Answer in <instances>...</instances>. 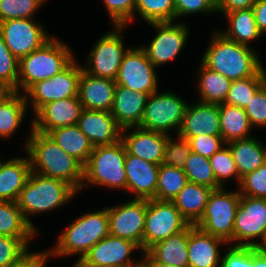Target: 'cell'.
Instances as JSON below:
<instances>
[{
  "label": "cell",
  "mask_w": 266,
  "mask_h": 267,
  "mask_svg": "<svg viewBox=\"0 0 266 267\" xmlns=\"http://www.w3.org/2000/svg\"><path fill=\"white\" fill-rule=\"evenodd\" d=\"M24 149L31 162L32 172L59 179L81 193L83 165L64 152L47 134L34 131L32 122Z\"/></svg>",
  "instance_id": "cell-1"
},
{
  "label": "cell",
  "mask_w": 266,
  "mask_h": 267,
  "mask_svg": "<svg viewBox=\"0 0 266 267\" xmlns=\"http://www.w3.org/2000/svg\"><path fill=\"white\" fill-rule=\"evenodd\" d=\"M212 34L201 60L210 70L236 81L256 76L264 68L252 47L227 39L218 29Z\"/></svg>",
  "instance_id": "cell-2"
},
{
  "label": "cell",
  "mask_w": 266,
  "mask_h": 267,
  "mask_svg": "<svg viewBox=\"0 0 266 267\" xmlns=\"http://www.w3.org/2000/svg\"><path fill=\"white\" fill-rule=\"evenodd\" d=\"M78 192L68 183L31 172L17 200L26 222L39 234L30 216L63 207Z\"/></svg>",
  "instance_id": "cell-3"
},
{
  "label": "cell",
  "mask_w": 266,
  "mask_h": 267,
  "mask_svg": "<svg viewBox=\"0 0 266 267\" xmlns=\"http://www.w3.org/2000/svg\"><path fill=\"white\" fill-rule=\"evenodd\" d=\"M65 229L59 234L56 245L46 250L47 258L79 254L77 260L82 259L92 246L110 234L107 207L73 219Z\"/></svg>",
  "instance_id": "cell-4"
},
{
  "label": "cell",
  "mask_w": 266,
  "mask_h": 267,
  "mask_svg": "<svg viewBox=\"0 0 266 267\" xmlns=\"http://www.w3.org/2000/svg\"><path fill=\"white\" fill-rule=\"evenodd\" d=\"M75 59L73 51L55 36L19 60L18 92L35 82L54 77Z\"/></svg>",
  "instance_id": "cell-5"
},
{
  "label": "cell",
  "mask_w": 266,
  "mask_h": 267,
  "mask_svg": "<svg viewBox=\"0 0 266 267\" xmlns=\"http://www.w3.org/2000/svg\"><path fill=\"white\" fill-rule=\"evenodd\" d=\"M126 151L122 140L112 145L94 147L83 166L81 190L90 184L126 191V173L124 169Z\"/></svg>",
  "instance_id": "cell-6"
},
{
  "label": "cell",
  "mask_w": 266,
  "mask_h": 267,
  "mask_svg": "<svg viewBox=\"0 0 266 267\" xmlns=\"http://www.w3.org/2000/svg\"><path fill=\"white\" fill-rule=\"evenodd\" d=\"M240 196L239 190L227 192L224 187L213 190L202 217L194 226L233 246L234 219Z\"/></svg>",
  "instance_id": "cell-7"
},
{
  "label": "cell",
  "mask_w": 266,
  "mask_h": 267,
  "mask_svg": "<svg viewBox=\"0 0 266 267\" xmlns=\"http://www.w3.org/2000/svg\"><path fill=\"white\" fill-rule=\"evenodd\" d=\"M187 102L171 91L155 92L149 95L139 127L170 135H176L184 118Z\"/></svg>",
  "instance_id": "cell-8"
},
{
  "label": "cell",
  "mask_w": 266,
  "mask_h": 267,
  "mask_svg": "<svg viewBox=\"0 0 266 267\" xmlns=\"http://www.w3.org/2000/svg\"><path fill=\"white\" fill-rule=\"evenodd\" d=\"M125 26H115L113 31H108L91 48L83 71L88 74L115 80L125 54L126 48L122 34Z\"/></svg>",
  "instance_id": "cell-9"
},
{
  "label": "cell",
  "mask_w": 266,
  "mask_h": 267,
  "mask_svg": "<svg viewBox=\"0 0 266 267\" xmlns=\"http://www.w3.org/2000/svg\"><path fill=\"white\" fill-rule=\"evenodd\" d=\"M82 65L74 59L63 71L54 77L35 82L23 94L26 103L36 113L45 104L65 98L78 97Z\"/></svg>",
  "instance_id": "cell-10"
},
{
  "label": "cell",
  "mask_w": 266,
  "mask_h": 267,
  "mask_svg": "<svg viewBox=\"0 0 266 267\" xmlns=\"http://www.w3.org/2000/svg\"><path fill=\"white\" fill-rule=\"evenodd\" d=\"M188 225L172 201L147 200L143 253L154 244L183 231Z\"/></svg>",
  "instance_id": "cell-11"
},
{
  "label": "cell",
  "mask_w": 266,
  "mask_h": 267,
  "mask_svg": "<svg viewBox=\"0 0 266 267\" xmlns=\"http://www.w3.org/2000/svg\"><path fill=\"white\" fill-rule=\"evenodd\" d=\"M265 235L266 198L241 195L234 219L233 246L258 247Z\"/></svg>",
  "instance_id": "cell-12"
},
{
  "label": "cell",
  "mask_w": 266,
  "mask_h": 267,
  "mask_svg": "<svg viewBox=\"0 0 266 267\" xmlns=\"http://www.w3.org/2000/svg\"><path fill=\"white\" fill-rule=\"evenodd\" d=\"M156 72V67L141 46L131 47L123 58L115 82L119 86L150 95L159 89Z\"/></svg>",
  "instance_id": "cell-13"
},
{
  "label": "cell",
  "mask_w": 266,
  "mask_h": 267,
  "mask_svg": "<svg viewBox=\"0 0 266 267\" xmlns=\"http://www.w3.org/2000/svg\"><path fill=\"white\" fill-rule=\"evenodd\" d=\"M34 19L35 17L0 22V34L8 49L18 60L42 47L53 37Z\"/></svg>",
  "instance_id": "cell-14"
},
{
  "label": "cell",
  "mask_w": 266,
  "mask_h": 267,
  "mask_svg": "<svg viewBox=\"0 0 266 267\" xmlns=\"http://www.w3.org/2000/svg\"><path fill=\"white\" fill-rule=\"evenodd\" d=\"M156 29V35L147 46H141L147 58L158 68L173 61L184 49L189 36V28L184 22L149 23Z\"/></svg>",
  "instance_id": "cell-15"
},
{
  "label": "cell",
  "mask_w": 266,
  "mask_h": 267,
  "mask_svg": "<svg viewBox=\"0 0 266 267\" xmlns=\"http://www.w3.org/2000/svg\"><path fill=\"white\" fill-rule=\"evenodd\" d=\"M146 211L147 200L139 199L108 207L110 235L137 243L143 252Z\"/></svg>",
  "instance_id": "cell-16"
},
{
  "label": "cell",
  "mask_w": 266,
  "mask_h": 267,
  "mask_svg": "<svg viewBox=\"0 0 266 267\" xmlns=\"http://www.w3.org/2000/svg\"><path fill=\"white\" fill-rule=\"evenodd\" d=\"M136 250L142 255V248L137 243L109 234L92 246L81 260L87 265L139 267L142 258L134 261L131 257Z\"/></svg>",
  "instance_id": "cell-17"
},
{
  "label": "cell",
  "mask_w": 266,
  "mask_h": 267,
  "mask_svg": "<svg viewBox=\"0 0 266 267\" xmlns=\"http://www.w3.org/2000/svg\"><path fill=\"white\" fill-rule=\"evenodd\" d=\"M82 104L78 97L55 100L42 106L34 115L32 129L48 134L58 127H66L78 123Z\"/></svg>",
  "instance_id": "cell-18"
},
{
  "label": "cell",
  "mask_w": 266,
  "mask_h": 267,
  "mask_svg": "<svg viewBox=\"0 0 266 267\" xmlns=\"http://www.w3.org/2000/svg\"><path fill=\"white\" fill-rule=\"evenodd\" d=\"M159 167V164L145 161L126 151L124 164L126 191L134 194L133 199H155Z\"/></svg>",
  "instance_id": "cell-19"
},
{
  "label": "cell",
  "mask_w": 266,
  "mask_h": 267,
  "mask_svg": "<svg viewBox=\"0 0 266 267\" xmlns=\"http://www.w3.org/2000/svg\"><path fill=\"white\" fill-rule=\"evenodd\" d=\"M169 136L137 126L122 129L121 140L130 155L160 165L163 161L165 145Z\"/></svg>",
  "instance_id": "cell-20"
},
{
  "label": "cell",
  "mask_w": 266,
  "mask_h": 267,
  "mask_svg": "<svg viewBox=\"0 0 266 267\" xmlns=\"http://www.w3.org/2000/svg\"><path fill=\"white\" fill-rule=\"evenodd\" d=\"M219 104L197 103L187 104L181 127L177 133L180 137L201 135L221 136Z\"/></svg>",
  "instance_id": "cell-21"
},
{
  "label": "cell",
  "mask_w": 266,
  "mask_h": 267,
  "mask_svg": "<svg viewBox=\"0 0 266 267\" xmlns=\"http://www.w3.org/2000/svg\"><path fill=\"white\" fill-rule=\"evenodd\" d=\"M77 126L94 147L112 145L122 138V128L109 111L83 109Z\"/></svg>",
  "instance_id": "cell-22"
},
{
  "label": "cell",
  "mask_w": 266,
  "mask_h": 267,
  "mask_svg": "<svg viewBox=\"0 0 266 267\" xmlns=\"http://www.w3.org/2000/svg\"><path fill=\"white\" fill-rule=\"evenodd\" d=\"M116 85L115 80L97 77L82 70L78 98L83 109L111 112Z\"/></svg>",
  "instance_id": "cell-23"
},
{
  "label": "cell",
  "mask_w": 266,
  "mask_h": 267,
  "mask_svg": "<svg viewBox=\"0 0 266 267\" xmlns=\"http://www.w3.org/2000/svg\"><path fill=\"white\" fill-rule=\"evenodd\" d=\"M220 245L228 244L189 224L188 267H220Z\"/></svg>",
  "instance_id": "cell-24"
},
{
  "label": "cell",
  "mask_w": 266,
  "mask_h": 267,
  "mask_svg": "<svg viewBox=\"0 0 266 267\" xmlns=\"http://www.w3.org/2000/svg\"><path fill=\"white\" fill-rule=\"evenodd\" d=\"M148 97L147 93L116 85L111 114L122 129L139 126Z\"/></svg>",
  "instance_id": "cell-25"
},
{
  "label": "cell",
  "mask_w": 266,
  "mask_h": 267,
  "mask_svg": "<svg viewBox=\"0 0 266 267\" xmlns=\"http://www.w3.org/2000/svg\"><path fill=\"white\" fill-rule=\"evenodd\" d=\"M32 172L29 156L0 162V201L17 202Z\"/></svg>",
  "instance_id": "cell-26"
},
{
  "label": "cell",
  "mask_w": 266,
  "mask_h": 267,
  "mask_svg": "<svg viewBox=\"0 0 266 267\" xmlns=\"http://www.w3.org/2000/svg\"><path fill=\"white\" fill-rule=\"evenodd\" d=\"M189 225L151 246L146 252L156 261L174 267H188Z\"/></svg>",
  "instance_id": "cell-27"
},
{
  "label": "cell",
  "mask_w": 266,
  "mask_h": 267,
  "mask_svg": "<svg viewBox=\"0 0 266 267\" xmlns=\"http://www.w3.org/2000/svg\"><path fill=\"white\" fill-rule=\"evenodd\" d=\"M240 178L266 163V146L255 137L227 143Z\"/></svg>",
  "instance_id": "cell-28"
},
{
  "label": "cell",
  "mask_w": 266,
  "mask_h": 267,
  "mask_svg": "<svg viewBox=\"0 0 266 267\" xmlns=\"http://www.w3.org/2000/svg\"><path fill=\"white\" fill-rule=\"evenodd\" d=\"M212 191L213 189L207 186L187 182L172 202L182 217L189 224L195 225L202 217Z\"/></svg>",
  "instance_id": "cell-29"
},
{
  "label": "cell",
  "mask_w": 266,
  "mask_h": 267,
  "mask_svg": "<svg viewBox=\"0 0 266 267\" xmlns=\"http://www.w3.org/2000/svg\"><path fill=\"white\" fill-rule=\"evenodd\" d=\"M60 148L78 160L83 166L86 164L94 146L77 124L58 127L47 134Z\"/></svg>",
  "instance_id": "cell-30"
},
{
  "label": "cell",
  "mask_w": 266,
  "mask_h": 267,
  "mask_svg": "<svg viewBox=\"0 0 266 267\" xmlns=\"http://www.w3.org/2000/svg\"><path fill=\"white\" fill-rule=\"evenodd\" d=\"M224 16L228 21V28L219 30L227 39L235 41L241 45L248 47L250 42L258 40L262 37L259 31L253 9L236 10L225 13ZM224 31V32H223Z\"/></svg>",
  "instance_id": "cell-31"
},
{
  "label": "cell",
  "mask_w": 266,
  "mask_h": 267,
  "mask_svg": "<svg viewBox=\"0 0 266 267\" xmlns=\"http://www.w3.org/2000/svg\"><path fill=\"white\" fill-rule=\"evenodd\" d=\"M23 92L10 90L0 101V138L6 139L19 129L28 109Z\"/></svg>",
  "instance_id": "cell-32"
},
{
  "label": "cell",
  "mask_w": 266,
  "mask_h": 267,
  "mask_svg": "<svg viewBox=\"0 0 266 267\" xmlns=\"http://www.w3.org/2000/svg\"><path fill=\"white\" fill-rule=\"evenodd\" d=\"M219 115L221 136L226 144L252 137L249 133L253 129L244 108L221 103Z\"/></svg>",
  "instance_id": "cell-33"
},
{
  "label": "cell",
  "mask_w": 266,
  "mask_h": 267,
  "mask_svg": "<svg viewBox=\"0 0 266 267\" xmlns=\"http://www.w3.org/2000/svg\"><path fill=\"white\" fill-rule=\"evenodd\" d=\"M197 90L201 102L221 104L228 95L231 80L207 68L202 62L198 69Z\"/></svg>",
  "instance_id": "cell-34"
},
{
  "label": "cell",
  "mask_w": 266,
  "mask_h": 267,
  "mask_svg": "<svg viewBox=\"0 0 266 267\" xmlns=\"http://www.w3.org/2000/svg\"><path fill=\"white\" fill-rule=\"evenodd\" d=\"M0 234L17 238H34L37 232L26 222L17 202L0 201Z\"/></svg>",
  "instance_id": "cell-35"
},
{
  "label": "cell",
  "mask_w": 266,
  "mask_h": 267,
  "mask_svg": "<svg viewBox=\"0 0 266 267\" xmlns=\"http://www.w3.org/2000/svg\"><path fill=\"white\" fill-rule=\"evenodd\" d=\"M266 83L265 67L253 77L232 81L225 104L245 108L254 94Z\"/></svg>",
  "instance_id": "cell-36"
},
{
  "label": "cell",
  "mask_w": 266,
  "mask_h": 267,
  "mask_svg": "<svg viewBox=\"0 0 266 267\" xmlns=\"http://www.w3.org/2000/svg\"><path fill=\"white\" fill-rule=\"evenodd\" d=\"M187 182L183 169L160 164L155 199L172 201Z\"/></svg>",
  "instance_id": "cell-37"
},
{
  "label": "cell",
  "mask_w": 266,
  "mask_h": 267,
  "mask_svg": "<svg viewBox=\"0 0 266 267\" xmlns=\"http://www.w3.org/2000/svg\"><path fill=\"white\" fill-rule=\"evenodd\" d=\"M136 13L147 24L176 21L174 0H136Z\"/></svg>",
  "instance_id": "cell-38"
},
{
  "label": "cell",
  "mask_w": 266,
  "mask_h": 267,
  "mask_svg": "<svg viewBox=\"0 0 266 267\" xmlns=\"http://www.w3.org/2000/svg\"><path fill=\"white\" fill-rule=\"evenodd\" d=\"M183 171L187 176L188 182L207 186L213 190L220 188L217 185L210 160L200 154L191 152L183 167Z\"/></svg>",
  "instance_id": "cell-39"
},
{
  "label": "cell",
  "mask_w": 266,
  "mask_h": 267,
  "mask_svg": "<svg viewBox=\"0 0 266 267\" xmlns=\"http://www.w3.org/2000/svg\"><path fill=\"white\" fill-rule=\"evenodd\" d=\"M209 160L217 185L220 188L225 187L223 184L227 179L229 180L231 178L235 179L239 186L241 178L238 175L236 164L227 144L210 157Z\"/></svg>",
  "instance_id": "cell-40"
},
{
  "label": "cell",
  "mask_w": 266,
  "mask_h": 267,
  "mask_svg": "<svg viewBox=\"0 0 266 267\" xmlns=\"http://www.w3.org/2000/svg\"><path fill=\"white\" fill-rule=\"evenodd\" d=\"M32 238H17L0 234V267L22 260L28 253Z\"/></svg>",
  "instance_id": "cell-41"
},
{
  "label": "cell",
  "mask_w": 266,
  "mask_h": 267,
  "mask_svg": "<svg viewBox=\"0 0 266 267\" xmlns=\"http://www.w3.org/2000/svg\"><path fill=\"white\" fill-rule=\"evenodd\" d=\"M46 0H0V22L33 18Z\"/></svg>",
  "instance_id": "cell-42"
},
{
  "label": "cell",
  "mask_w": 266,
  "mask_h": 267,
  "mask_svg": "<svg viewBox=\"0 0 266 267\" xmlns=\"http://www.w3.org/2000/svg\"><path fill=\"white\" fill-rule=\"evenodd\" d=\"M19 60L11 53L0 34V84L18 92Z\"/></svg>",
  "instance_id": "cell-43"
},
{
  "label": "cell",
  "mask_w": 266,
  "mask_h": 267,
  "mask_svg": "<svg viewBox=\"0 0 266 267\" xmlns=\"http://www.w3.org/2000/svg\"><path fill=\"white\" fill-rule=\"evenodd\" d=\"M191 152L192 150L187 139L177 135V139L174 140L172 135H170L165 145L162 164L183 169Z\"/></svg>",
  "instance_id": "cell-44"
},
{
  "label": "cell",
  "mask_w": 266,
  "mask_h": 267,
  "mask_svg": "<svg viewBox=\"0 0 266 267\" xmlns=\"http://www.w3.org/2000/svg\"><path fill=\"white\" fill-rule=\"evenodd\" d=\"M238 187L240 195L266 198V163L242 177Z\"/></svg>",
  "instance_id": "cell-45"
},
{
  "label": "cell",
  "mask_w": 266,
  "mask_h": 267,
  "mask_svg": "<svg viewBox=\"0 0 266 267\" xmlns=\"http://www.w3.org/2000/svg\"><path fill=\"white\" fill-rule=\"evenodd\" d=\"M114 26H125L134 22L136 0H103Z\"/></svg>",
  "instance_id": "cell-46"
},
{
  "label": "cell",
  "mask_w": 266,
  "mask_h": 267,
  "mask_svg": "<svg viewBox=\"0 0 266 267\" xmlns=\"http://www.w3.org/2000/svg\"><path fill=\"white\" fill-rule=\"evenodd\" d=\"M251 127H266V83L254 94L244 108Z\"/></svg>",
  "instance_id": "cell-47"
},
{
  "label": "cell",
  "mask_w": 266,
  "mask_h": 267,
  "mask_svg": "<svg viewBox=\"0 0 266 267\" xmlns=\"http://www.w3.org/2000/svg\"><path fill=\"white\" fill-rule=\"evenodd\" d=\"M182 138L188 140L192 152L200 154L201 156L208 159L226 145L222 136H212L206 134L201 136Z\"/></svg>",
  "instance_id": "cell-48"
},
{
  "label": "cell",
  "mask_w": 266,
  "mask_h": 267,
  "mask_svg": "<svg viewBox=\"0 0 266 267\" xmlns=\"http://www.w3.org/2000/svg\"><path fill=\"white\" fill-rule=\"evenodd\" d=\"M176 20L197 13L217 12L216 0H174Z\"/></svg>",
  "instance_id": "cell-49"
},
{
  "label": "cell",
  "mask_w": 266,
  "mask_h": 267,
  "mask_svg": "<svg viewBox=\"0 0 266 267\" xmlns=\"http://www.w3.org/2000/svg\"><path fill=\"white\" fill-rule=\"evenodd\" d=\"M228 249L221 257L220 267H244V246H229Z\"/></svg>",
  "instance_id": "cell-50"
},
{
  "label": "cell",
  "mask_w": 266,
  "mask_h": 267,
  "mask_svg": "<svg viewBox=\"0 0 266 267\" xmlns=\"http://www.w3.org/2000/svg\"><path fill=\"white\" fill-rule=\"evenodd\" d=\"M257 0H216L217 12L224 15L236 10L252 9Z\"/></svg>",
  "instance_id": "cell-51"
},
{
  "label": "cell",
  "mask_w": 266,
  "mask_h": 267,
  "mask_svg": "<svg viewBox=\"0 0 266 267\" xmlns=\"http://www.w3.org/2000/svg\"><path fill=\"white\" fill-rule=\"evenodd\" d=\"M244 267H266V254L257 247L244 246Z\"/></svg>",
  "instance_id": "cell-52"
},
{
  "label": "cell",
  "mask_w": 266,
  "mask_h": 267,
  "mask_svg": "<svg viewBox=\"0 0 266 267\" xmlns=\"http://www.w3.org/2000/svg\"><path fill=\"white\" fill-rule=\"evenodd\" d=\"M48 261L46 251L29 252L22 260L8 267H45Z\"/></svg>",
  "instance_id": "cell-53"
},
{
  "label": "cell",
  "mask_w": 266,
  "mask_h": 267,
  "mask_svg": "<svg viewBox=\"0 0 266 267\" xmlns=\"http://www.w3.org/2000/svg\"><path fill=\"white\" fill-rule=\"evenodd\" d=\"M252 9L259 31L266 34V0H257Z\"/></svg>",
  "instance_id": "cell-54"
},
{
  "label": "cell",
  "mask_w": 266,
  "mask_h": 267,
  "mask_svg": "<svg viewBox=\"0 0 266 267\" xmlns=\"http://www.w3.org/2000/svg\"><path fill=\"white\" fill-rule=\"evenodd\" d=\"M141 258H142L141 265L143 267H174L154 260L147 252H144Z\"/></svg>",
  "instance_id": "cell-55"
},
{
  "label": "cell",
  "mask_w": 266,
  "mask_h": 267,
  "mask_svg": "<svg viewBox=\"0 0 266 267\" xmlns=\"http://www.w3.org/2000/svg\"><path fill=\"white\" fill-rule=\"evenodd\" d=\"M72 267H113V266L87 265L80 259V260H77Z\"/></svg>",
  "instance_id": "cell-56"
},
{
  "label": "cell",
  "mask_w": 266,
  "mask_h": 267,
  "mask_svg": "<svg viewBox=\"0 0 266 267\" xmlns=\"http://www.w3.org/2000/svg\"><path fill=\"white\" fill-rule=\"evenodd\" d=\"M9 91H10V90H9L6 86L0 84V101L3 99V97H4Z\"/></svg>",
  "instance_id": "cell-57"
},
{
  "label": "cell",
  "mask_w": 266,
  "mask_h": 267,
  "mask_svg": "<svg viewBox=\"0 0 266 267\" xmlns=\"http://www.w3.org/2000/svg\"><path fill=\"white\" fill-rule=\"evenodd\" d=\"M261 252H263L264 254H266V235L265 238L263 239V241L258 245L257 247Z\"/></svg>",
  "instance_id": "cell-58"
}]
</instances>
